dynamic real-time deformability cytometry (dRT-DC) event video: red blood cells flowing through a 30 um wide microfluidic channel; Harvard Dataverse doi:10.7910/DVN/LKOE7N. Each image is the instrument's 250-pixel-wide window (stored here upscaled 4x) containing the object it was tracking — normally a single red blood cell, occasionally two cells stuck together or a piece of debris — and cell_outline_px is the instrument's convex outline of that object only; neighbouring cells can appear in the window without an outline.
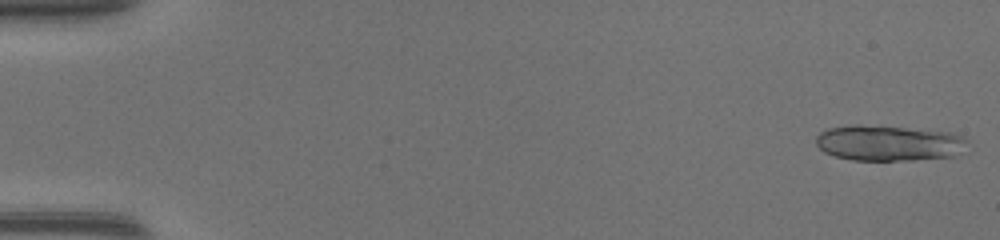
{"species": "common noctule bat (a hibernating species)", "species_latin": "Nyctalus noctula", "temperature_condition": "warm", "stored_images_in_passage": 19, "camera_frame_rate_fps": 3000, "um_per_image_px": 0.085, "animal": {"sex": "female", "body_mass_g": 17.0, "forearm_length_mm": 48.0}, "frame": {"image": 1, "passage_image": 1, "time_ms": 0.0, "image_size_px": [1000, 240], "cell_outline_px": [[968, 140], [956, 156], [912, 160], [852, 160], [836, 156], [824, 152], [816, 144], [816, 136], [820, 132], [828, 128], [856, 124], [860, 124], [952, 132], [964, 136]], "centroid_in_image_um": [75.52, 12.15], "position_along_channel_um": 9.5, "area_um2": 31.44}}
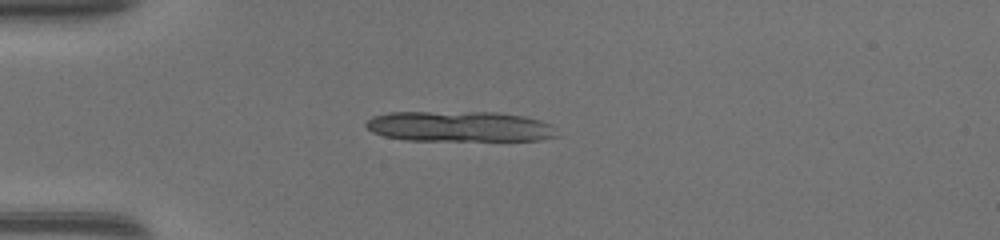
{"frame": {"image": 2, "passage_image": 13, "time_ms": 4.0, "image_size_px": [1000, 240], "cell_outline_px": [[560, 136], [540, 140], [408, 140], [384, 136], [372, 132], [364, 124], [372, 116], [388, 112], [496, 112], [524, 116], [540, 120], [552, 124]], "centroid_in_image_um": [39.09, 10.74], "position_along_channel_um": 45.9, "area_um2": 34.1}}